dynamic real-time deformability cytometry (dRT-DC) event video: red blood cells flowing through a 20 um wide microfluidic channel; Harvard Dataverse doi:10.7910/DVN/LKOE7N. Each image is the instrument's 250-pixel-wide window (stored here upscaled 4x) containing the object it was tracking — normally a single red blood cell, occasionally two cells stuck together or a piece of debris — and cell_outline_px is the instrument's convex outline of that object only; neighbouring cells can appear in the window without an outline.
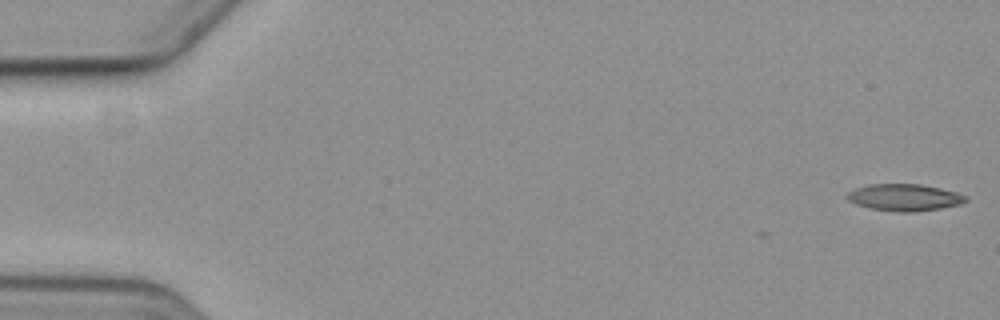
{"species": "common noctule bat (a hibernating species)", "species_latin": "Nyctalus noctula", "temperature_condition": "cold", "stored_images_in_passage": 2, "camera_frame_rate_fps": 3000, "um_per_image_px": 0.085, "animal": {"sex": "female", "body_mass_g": 19.3, "forearm_length_mm": 54.1}, "frame": {"image": 1, "passage_image": 2, "time_ms": 0.333, "image_size_px": [1000, 320], "cell_outline_px": [[968, 200], [960, 204], [940, 208], [912, 212], [900, 212], [872, 208], [856, 204], [848, 200], [844, 196], [848, 192], [856, 188], [868, 184], [920, 184], [940, 188], [956, 192], [968, 196]], "centroid_in_image_um": [76.87, 16.77], "position_along_channel_um": 8.1, "area_um2": 18.5}}